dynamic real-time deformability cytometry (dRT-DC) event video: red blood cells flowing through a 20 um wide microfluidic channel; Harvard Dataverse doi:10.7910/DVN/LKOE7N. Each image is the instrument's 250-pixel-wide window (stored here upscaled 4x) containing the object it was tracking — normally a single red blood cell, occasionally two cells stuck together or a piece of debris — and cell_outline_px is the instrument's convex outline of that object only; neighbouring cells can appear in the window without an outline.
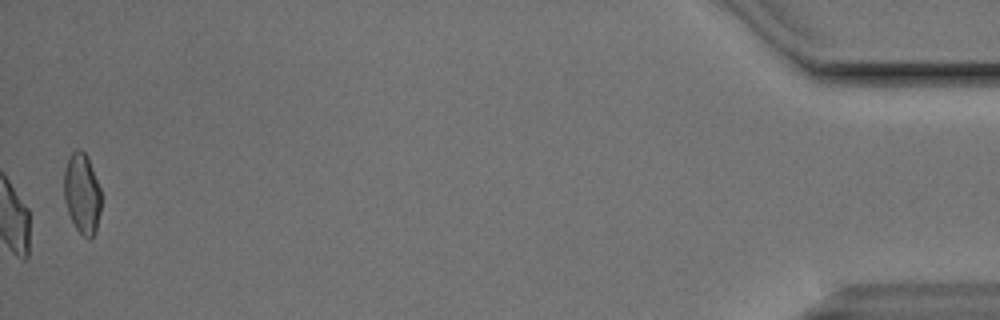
{"species": "Egyptian fruit bat (a non-hibernating species)", "species_latin": "Rousettus aegyptiacus", "temperature_condition": "cold", "stored_images_in_passage": 43, "camera_frame_rate_fps": 3000, "um_per_image_px": 0.085, "animal": {"sex": "male"}, "frame": {"image": 1, "passage_image": 43, "time_ms": 14.0, "image_size_px": [1000, 320], "cell_outline_px": [[100, 212], [96, 232], [88, 240], [76, 228], [68, 212], [64, 200], [64, 168], [68, 156], [76, 148], [80, 148], [88, 156], [100, 188]], "centroid_in_image_um": [6.96, 16.41], "position_along_channel_um": 428.2, "area_um2": 17.57}, "authors_computed_cell_mechanics": {"area_um2": 18.6694, "velocity_mm_per_s": 3.7793, "shape_relaxation_time_tau1_ms": 5.7698, "shape_relaxation_time_tau2_ms": 1.7764, "deformation_change_tau1": 0.1586, "deformation_change_tau2": 0.0871}}